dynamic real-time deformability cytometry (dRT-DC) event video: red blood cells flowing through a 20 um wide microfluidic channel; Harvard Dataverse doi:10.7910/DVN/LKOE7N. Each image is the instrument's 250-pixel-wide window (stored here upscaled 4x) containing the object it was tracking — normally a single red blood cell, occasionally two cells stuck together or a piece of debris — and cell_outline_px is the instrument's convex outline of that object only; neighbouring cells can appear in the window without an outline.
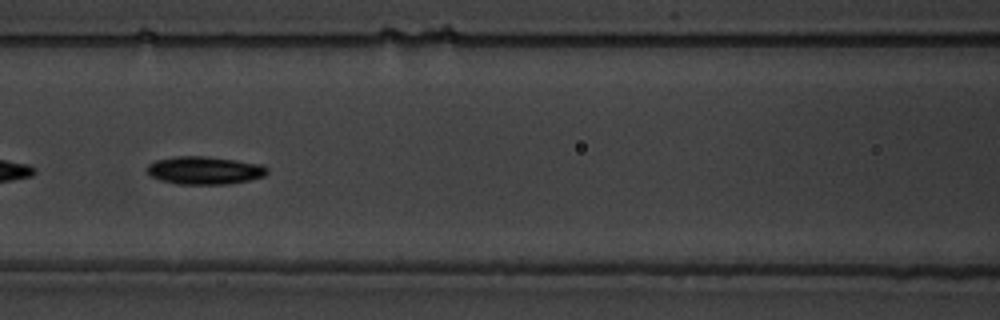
{"species": "common noctule bat (a hibernating species)", "species_latin": "Nyctalus noctula", "temperature_condition": "warm", "stored_images_in_passage": 44, "camera_frame_rate_fps": 3000, "um_per_image_px": 0.085, "animal": {"sex": "male", "body_mass_g": 19.5, "forearm_length_mm": 54.6}, "frame": {"image": 1, "passage_image": 13, "time_ms": 4.0, "image_size_px": [1000, 320], "cell_outline_px": [[268, 172], [264, 176], [248, 180], [224, 184], [176, 184], [160, 180], [152, 176], [148, 172], [148, 164], [156, 160], [176, 156], [204, 156], [236, 160], [264, 164], [268, 168]], "centroid_in_image_um": [17.41, 14.47], "position_along_channel_um": 149.2, "area_um2": 19.48}}
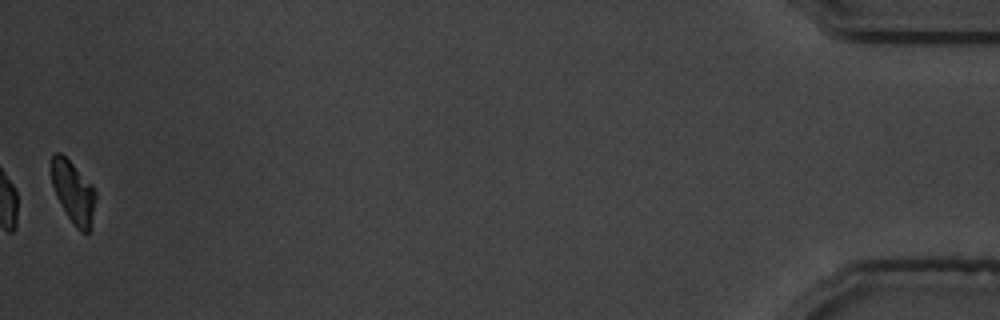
{"frame": {"image": 2, "passage_image": 44, "time_ms": 14.333, "image_size_px": [1000, 320], "cell_outline_px": [[96, 196], [92, 228], [88, 232], [80, 232], [76, 228], [60, 204], [56, 196], [52, 184], [52, 156], [56, 152], [60, 152], [92, 184], [96, 192]], "centroid_in_image_um": [6.26, 16.38], "position_along_channel_um": 428.9, "area_um2": 15.95}, "authors_computed_cell_mechanics": {"area_um2": 18.4671, "velocity_mm_per_s": 3.6094, "shape_relaxation_time_tau1_ms": 3.4624, "shape_relaxation_time_tau2_ms": 2.7368, "deformation_change_tau1": 0.1467, "deformation_change_tau2": 0.0687}}